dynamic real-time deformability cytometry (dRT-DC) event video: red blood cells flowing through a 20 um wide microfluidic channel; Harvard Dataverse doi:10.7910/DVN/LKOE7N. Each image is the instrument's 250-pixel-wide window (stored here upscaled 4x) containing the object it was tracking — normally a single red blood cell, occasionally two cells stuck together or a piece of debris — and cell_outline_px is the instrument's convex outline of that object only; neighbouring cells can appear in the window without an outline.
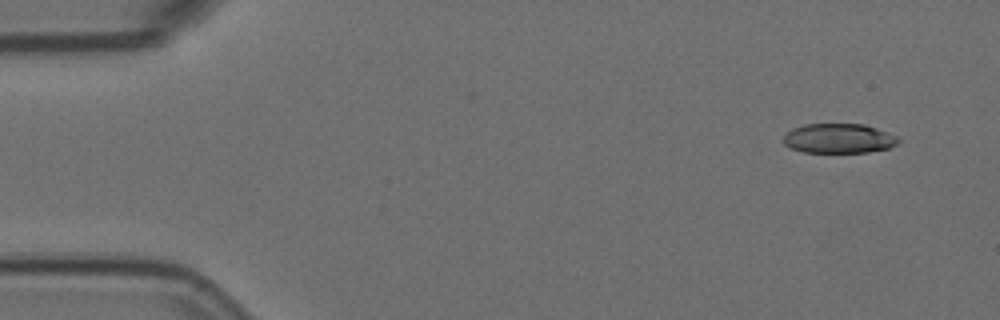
{"species": "Egyptian fruit bat (a non-hibernating species)", "species_latin": "Rousettus aegyptiacus", "temperature_condition": "room temperature", "stored_images_in_passage": 4, "camera_frame_rate_fps": 3000, "um_per_image_px": 0.085, "animal": {"sex": "female"}, "frame": {"image": 1, "passage_image": 1, "time_ms": 0.0, "image_size_px": [1000, 320], "cell_outline_px": [[900, 140], [896, 144], [888, 148], [868, 152], [804, 152], [792, 148], [784, 144], [784, 136], [792, 128], [804, 124], [864, 124], [900, 136]], "centroid_in_image_um": [71.33, 11.76], "position_along_channel_um": 13.7, "area_um2": 19.83}}